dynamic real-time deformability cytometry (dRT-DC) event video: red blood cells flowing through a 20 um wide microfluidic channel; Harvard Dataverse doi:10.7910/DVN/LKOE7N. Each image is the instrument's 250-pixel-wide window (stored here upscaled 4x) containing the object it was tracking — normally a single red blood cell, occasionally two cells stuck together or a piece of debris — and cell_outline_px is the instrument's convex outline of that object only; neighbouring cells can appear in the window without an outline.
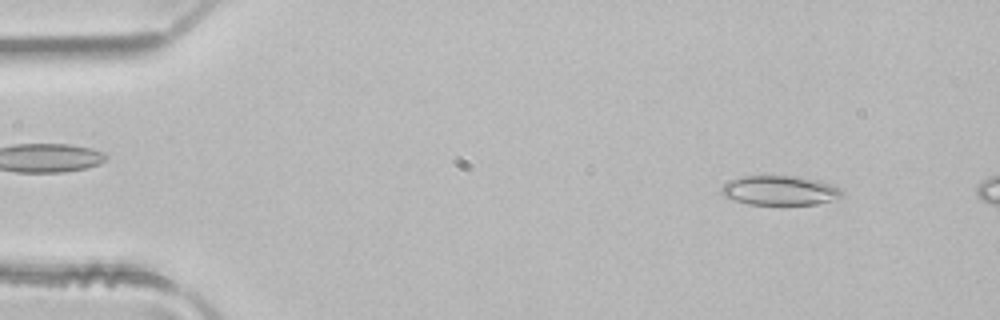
{"species": "common noctule bat (a hibernating species)", "species_latin": "Nyctalus noctula", "temperature_condition": "room temperature", "stored_images_in_passage": 4, "camera_frame_rate_fps": 3000, "um_per_image_px": 0.085, "animal": {"sex": "male", "body_mass_g": 21.5, "forearm_length_mm": 52.0}, "frame": {"image": 1, "passage_image": 1, "time_ms": 0.0, "image_size_px": [1000, 320], "cell_outline_px": [[844, 196], [836, 200], [816, 204], [748, 204], [724, 196], [720, 192], [720, 188], [724, 184], [740, 176], [800, 176], [820, 180], [840, 188], [844, 192]], "centroid_in_image_um": [66.34, 16.18], "position_along_channel_um": 18.7, "area_um2": 20.87}}